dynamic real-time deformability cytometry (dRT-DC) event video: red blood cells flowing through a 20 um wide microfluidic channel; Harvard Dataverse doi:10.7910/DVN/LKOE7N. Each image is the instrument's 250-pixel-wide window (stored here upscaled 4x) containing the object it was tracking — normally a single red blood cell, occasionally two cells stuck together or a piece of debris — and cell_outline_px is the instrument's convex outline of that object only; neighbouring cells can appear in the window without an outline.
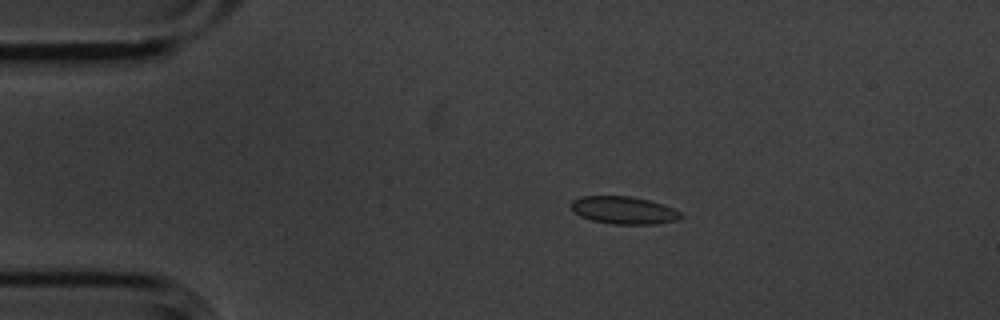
{"species": "common noctule bat (a hibernating species)", "species_latin": "Nyctalus noctula", "temperature_condition": "cold", "stored_images_in_passage": 5, "camera_frame_rate_fps": 3000, "um_per_image_px": 0.085, "animal": {"sex": "male", "body_mass_g": 20.1, "forearm_length_mm": 53.5}, "frame": {"image": 1, "passage_image": 3, "time_ms": 0.667, "image_size_px": [1000, 320], "cell_outline_px": [[684, 216], [680, 220], [656, 224], [612, 224], [592, 220], [580, 216], [572, 212], [572, 200], [580, 196], [628, 196], [648, 200], [664, 204], [680, 212]], "centroid_in_image_um": [53.04, 17.88], "position_along_channel_um": 32.0, "area_um2": 17.74}}
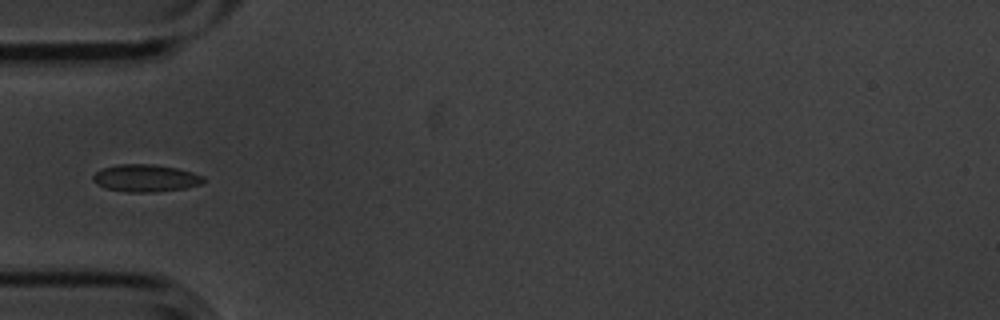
{"frame": {"image": 2, "passage_image": 5, "time_ms": 1.333, "image_size_px": [1000, 320], "cell_outline_px": [[204, 180], [200, 184], [184, 188], [152, 192], [128, 192], [108, 188], [96, 184], [92, 180], [92, 176], [96, 172], [104, 168], [116, 164], [152, 164], [176, 168], [192, 172], [204, 176]], "centroid_in_image_um": [12.36, 15.13], "position_along_channel_um": 72.6, "area_um2": 17.4}}